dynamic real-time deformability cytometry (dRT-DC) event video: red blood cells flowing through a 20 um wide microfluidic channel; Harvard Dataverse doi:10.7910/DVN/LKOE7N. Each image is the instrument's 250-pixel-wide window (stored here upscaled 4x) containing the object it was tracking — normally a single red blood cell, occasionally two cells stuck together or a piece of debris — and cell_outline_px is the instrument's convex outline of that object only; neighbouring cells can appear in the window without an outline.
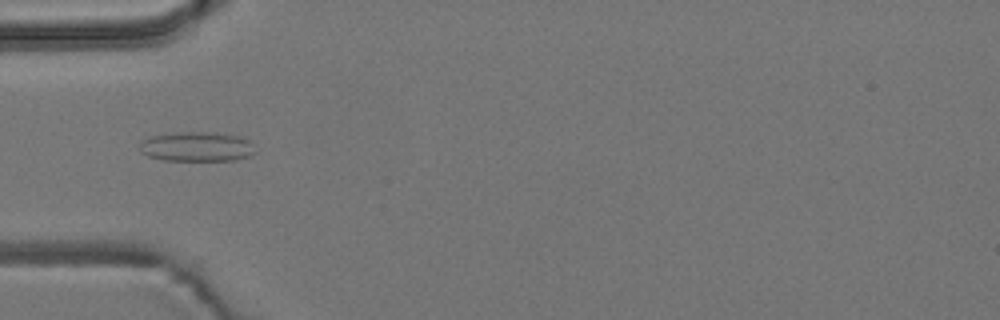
{"species": "common noctule bat (a hibernating species)", "species_latin": "Nyctalus noctula", "temperature_condition": "room temperature", "stored_images_in_passage": 8, "camera_frame_rate_fps": 3000, "um_per_image_px": 0.085, "animal": {"sex": "male", "body_mass_g": 19.2, "forearm_length_mm": 51.8}, "frame": {"image": 1, "passage_image": 5, "time_ms": 5.667, "image_size_px": [1000, 320], "cell_outline_px": [[256, 152], [252, 156], [236, 160], [164, 160], [148, 156], [140, 152], [140, 144], [144, 140], [152, 136], [176, 132], [216, 132], [236, 136], [248, 140]], "centroid_in_image_um": [16.74, 12.47], "position_along_channel_um": 68.3, "area_um2": 19.88}}
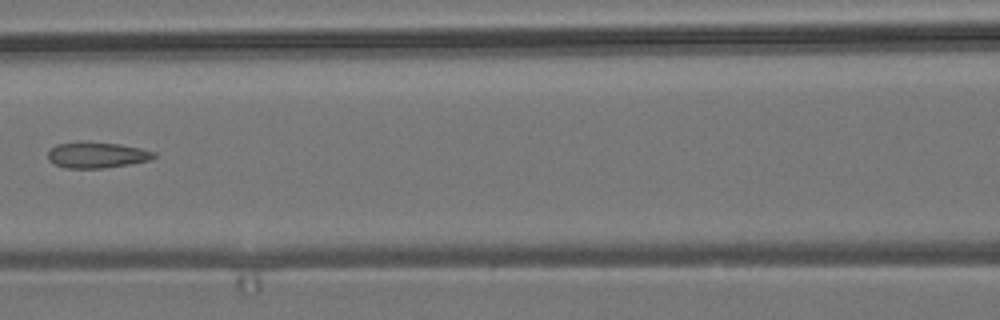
{"frame": {"image": 2, "passage_image": 7, "time_ms": 8.0, "image_size_px": [1000, 320], "cell_outline_px": [[156, 156], [148, 160], [132, 164], [104, 168], [64, 168], [48, 160], [48, 152], [56, 144], [120, 144], [140, 148], [156, 152]], "centroid_in_image_um": [8.27, 13.22], "position_along_channel_um": 158.3, "area_um2": 15.37}}
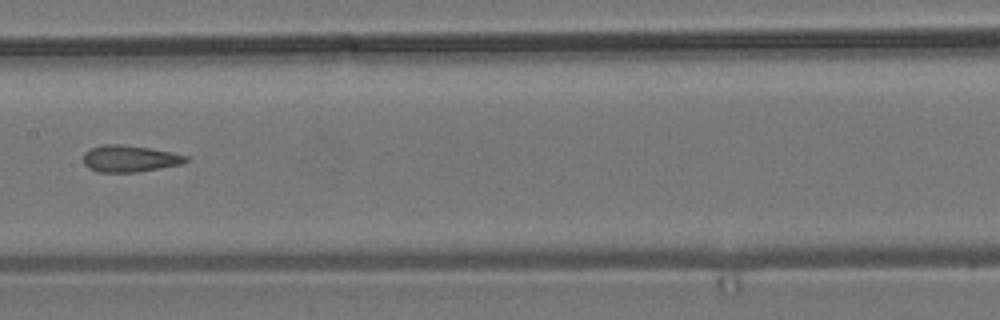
{"frame": {"image": 3, "passage_image": 8, "time_ms": 9.0, "image_size_px": [1000, 320], "cell_outline_px": [[188, 160], [180, 164], [160, 168], [136, 172], [96, 172], [88, 168], [84, 164], [84, 152], [92, 148], [104, 144], [120, 144], [152, 148], [172, 152], [188, 156]], "centroid_in_image_um": [11.01, 13.48], "position_along_channel_um": 196.4, "area_um2": 15.95}}